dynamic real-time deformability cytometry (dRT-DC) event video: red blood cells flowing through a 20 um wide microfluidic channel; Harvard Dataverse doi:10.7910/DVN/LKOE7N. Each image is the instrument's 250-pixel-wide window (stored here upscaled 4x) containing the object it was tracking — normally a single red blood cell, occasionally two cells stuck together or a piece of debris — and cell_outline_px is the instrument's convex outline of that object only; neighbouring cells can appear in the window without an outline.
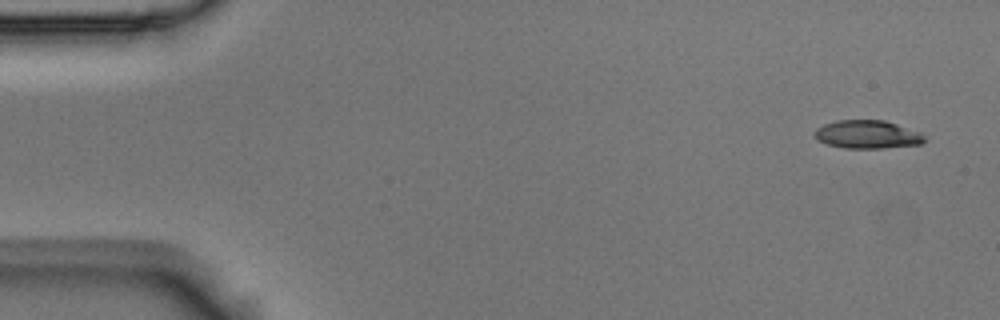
{"species": "Egyptian fruit bat (a non-hibernating species)", "species_latin": "Rousettus aegyptiacus", "temperature_condition": "room temperature", "stored_images_in_passage": 5, "segment_of_instrument_passage": [1, 2], "camera_frame_rate_fps": 3000, "um_per_image_px": 0.085, "animal": {"sex": "male"}, "frame": {"image": 1, "passage_image": 1, "time_ms": 0.0, "image_size_px": [1000, 320], "cell_outline_px": [[928, 140], [920, 144], [884, 148], [844, 148], [828, 144], [816, 140], [812, 136], [816, 128], [824, 124], [836, 120], [884, 120], [920, 132]], "centroid_in_image_um": [73.7, 11.43], "position_along_channel_um": 11.3, "area_um2": 18.21}}